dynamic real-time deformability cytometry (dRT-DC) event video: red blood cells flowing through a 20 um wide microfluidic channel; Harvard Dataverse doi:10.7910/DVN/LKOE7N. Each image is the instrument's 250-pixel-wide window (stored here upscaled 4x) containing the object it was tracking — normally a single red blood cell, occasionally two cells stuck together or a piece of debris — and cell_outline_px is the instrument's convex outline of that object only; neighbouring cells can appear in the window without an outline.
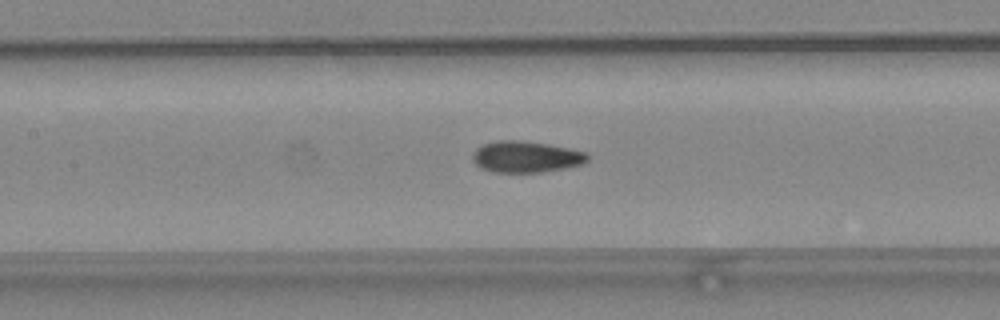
{"species": "common noctule bat (a hibernating species)", "species_latin": "Nyctalus noctula", "temperature_condition": "warm", "stored_images_in_passage": 48, "camera_frame_rate_fps": 3000, "um_per_image_px": 0.085, "animal": {"sex": "female", "body_mass_g": 24.6, "forearm_length_mm": 56.2}, "frame": {"image": 1, "passage_image": 22, "time_ms": 7.0, "image_size_px": [1000, 320], "cell_outline_px": [[588, 160], [580, 164], [564, 168], [540, 172], [492, 172], [480, 168], [472, 160], [472, 152], [476, 148], [484, 144], [496, 140], [520, 140], [548, 144], [588, 152]], "centroid_in_image_um": [44.67, 13.32], "position_along_channel_um": 162.7, "area_um2": 21.04}}
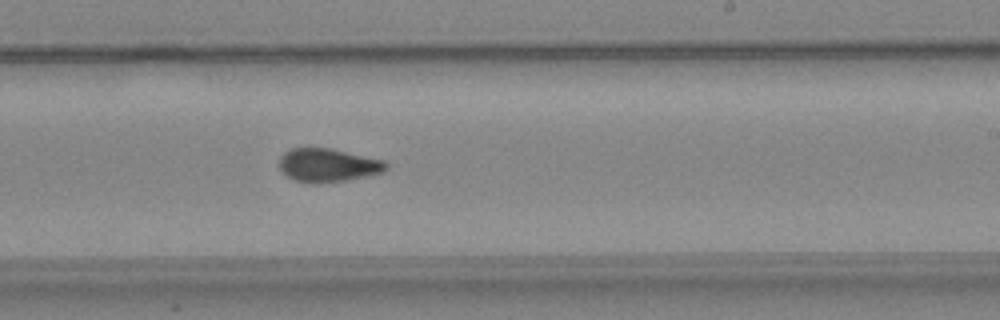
{"frame": {"image": 2, "passage_image": 29, "time_ms": 9.333, "image_size_px": [1000, 320], "cell_outline_px": [[388, 168], [384, 172], [344, 180], [312, 184], [292, 180], [280, 168], [280, 156], [288, 148], [332, 148], [384, 160], [388, 164]], "centroid_in_image_um": [27.87, 14.03], "position_along_channel_um": 261.1, "area_um2": 20.87}}
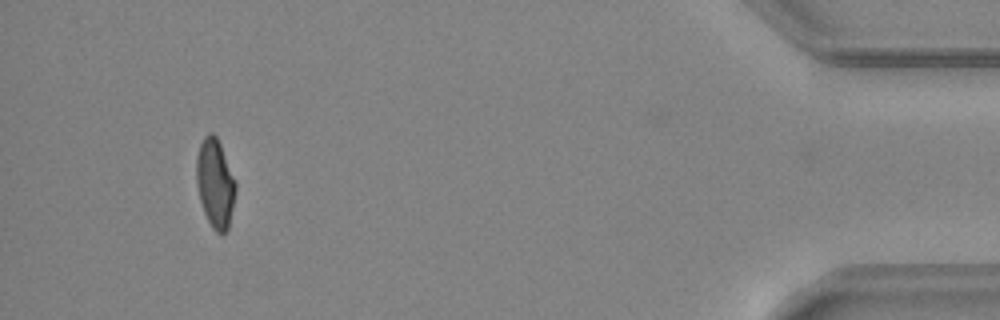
{"frame": {"image": 3, "passage_image": 45, "time_ms": 14.667, "image_size_px": [1000, 320], "cell_outline_px": [[236, 192], [228, 232], [216, 232], [212, 228], [204, 212], [200, 200], [196, 184], [196, 156], [200, 144], [204, 136], [208, 132], [212, 132], [216, 136], [220, 144], [236, 184]], "centroid_in_image_um": [18.28, 15.59], "position_along_channel_um": 416.9, "area_um2": 20.29}, "authors_computed_cell_mechanics": {"area_um2": 20.6635, "velocity_mm_per_s": 4.2332, "shape_relaxation_time_tau1_ms": 6.437, "shape_relaxation_time_tau2_ms": 1.7954, "deformation_change_tau1": 0.1767, "deformation_change_tau2": 0.0777}}